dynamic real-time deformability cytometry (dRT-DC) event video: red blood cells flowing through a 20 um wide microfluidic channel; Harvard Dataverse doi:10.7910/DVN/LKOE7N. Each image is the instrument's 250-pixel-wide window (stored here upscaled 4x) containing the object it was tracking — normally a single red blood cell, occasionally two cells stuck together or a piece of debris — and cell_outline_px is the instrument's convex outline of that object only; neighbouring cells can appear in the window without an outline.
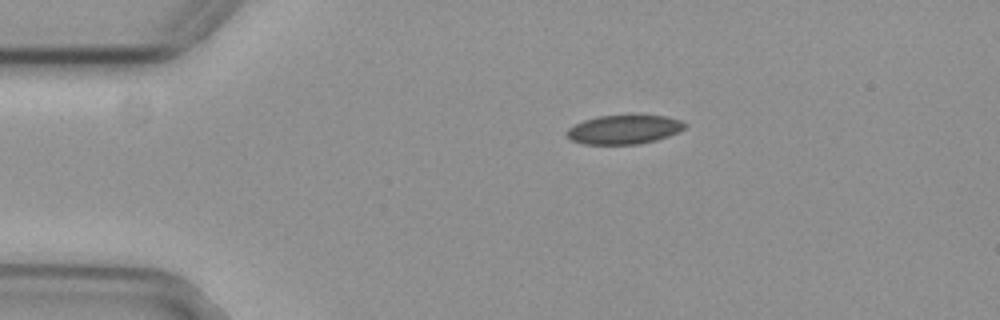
{"species": "common noctule bat (a hibernating species)", "species_latin": "Nyctalus noctula", "temperature_condition": "cold", "stored_images_in_passage": 11, "segment_of_instrument_passage": [1, 3], "camera_frame_rate_fps": 3000, "um_per_image_px": 0.085, "animal": {"sex": "female", "body_mass_g": 29.2, "forearm_length_mm": 56.3}, "frame": {"image": 1, "passage_image": 1, "time_ms": 0.0, "image_size_px": [1000, 320], "cell_outline_px": [[688, 124], [684, 128], [668, 136], [656, 140], [640, 144], [584, 144], [572, 140], [564, 132], [568, 128], [584, 120], [600, 116], [668, 116], [680, 120]], "centroid_in_image_um": [53.04, 11.02], "position_along_channel_um": 32.0, "area_um2": 19.71}}
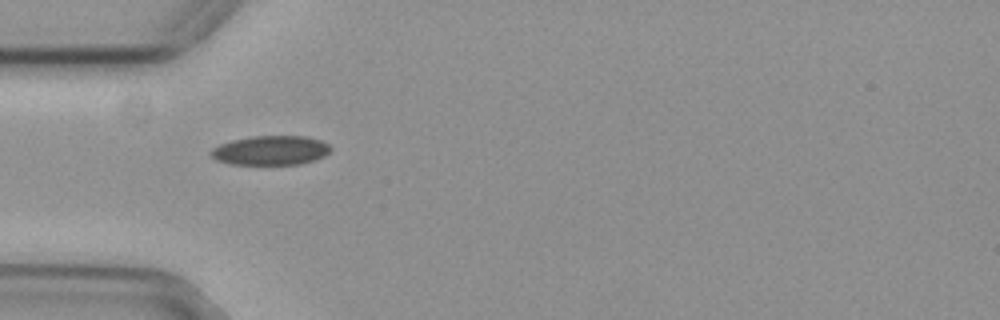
{"frame": {"image": 2, "passage_image": 7, "time_ms": 2.0, "image_size_px": [1000, 320], "cell_outline_px": [[332, 148], [324, 156], [316, 160], [300, 164], [228, 164], [216, 160], [208, 152], [212, 148], [220, 144], [232, 140], [252, 136], [308, 136], [320, 140], [328, 144]], "centroid_in_image_um": [23.0, 12.78], "position_along_channel_um": 62.0, "area_um2": 20.58}}